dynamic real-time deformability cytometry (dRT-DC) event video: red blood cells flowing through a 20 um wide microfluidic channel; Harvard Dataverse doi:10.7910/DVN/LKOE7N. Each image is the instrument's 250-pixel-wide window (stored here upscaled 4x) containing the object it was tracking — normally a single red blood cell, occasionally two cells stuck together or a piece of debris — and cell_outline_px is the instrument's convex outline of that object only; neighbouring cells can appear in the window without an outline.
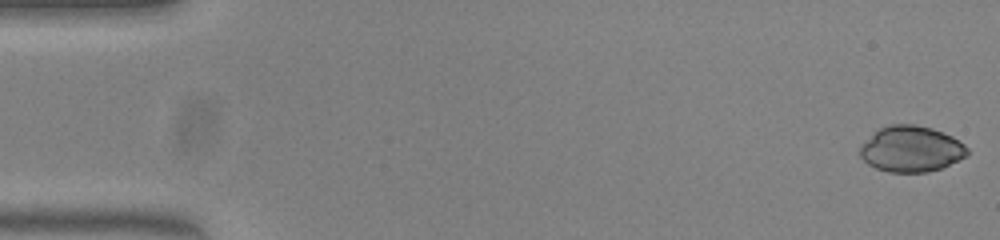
{"species": "common noctule bat (a hibernating species)", "species_latin": "Nyctalus noctula", "temperature_condition": "warm", "stored_images_in_passage": 51, "camera_frame_rate_fps": 3000, "um_per_image_px": 0.085, "animal": {"sex": "female", "body_mass_g": 23.0, "forearm_length_mm": 53.4}, "frame": {"image": 1, "passage_image": 1, "time_ms": 0.0, "image_size_px": [1000, 240], "cell_outline_px": [[968, 156], [940, 168], [928, 172], [888, 172], [876, 168], [868, 164], [860, 156], [860, 148], [880, 128], [888, 124], [912, 124], [932, 128], [952, 136], [964, 144], [968, 148]], "centroid_in_image_um": [77.48, 12.67], "position_along_channel_um": 7.5, "area_um2": 28.44}}
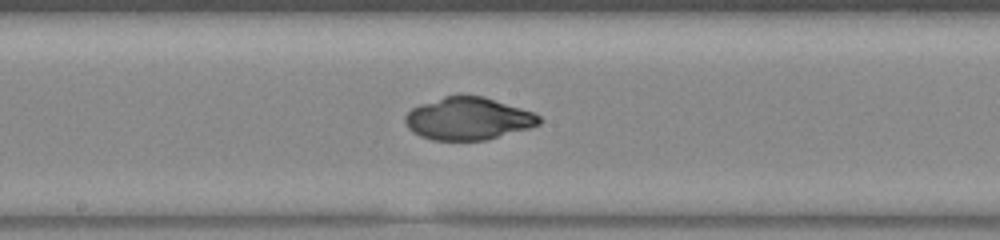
{"frame": {"image": 2, "passage_image": 27, "time_ms": 8.667, "image_size_px": [1000, 240], "cell_outline_px": [[544, 120], [540, 124], [528, 128], [484, 140], [432, 140], [420, 136], [412, 132], [408, 128], [404, 120], [404, 116], [412, 108], [420, 104], [444, 96], [484, 96], [532, 112], [540, 116]], "centroid_in_image_um": [39.77, 10.09], "position_along_channel_um": 208.4, "area_um2": 32.95}}
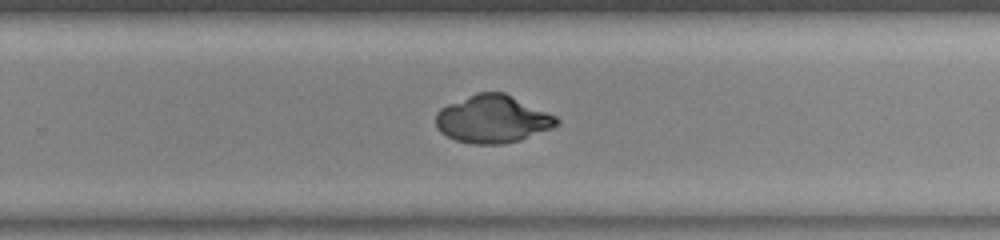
{"frame": {"image": 3, "passage_image": 33, "time_ms": 10.667, "image_size_px": [1000, 240], "cell_outline_px": [[560, 120], [552, 128], [520, 140], [504, 144], [472, 144], [456, 140], [440, 132], [436, 128], [436, 112], [440, 108], [448, 104], [476, 92], [504, 92], [556, 116]], "centroid_in_image_um": [41.85, 10.12], "position_along_channel_um": 288.0, "area_um2": 33.52}}